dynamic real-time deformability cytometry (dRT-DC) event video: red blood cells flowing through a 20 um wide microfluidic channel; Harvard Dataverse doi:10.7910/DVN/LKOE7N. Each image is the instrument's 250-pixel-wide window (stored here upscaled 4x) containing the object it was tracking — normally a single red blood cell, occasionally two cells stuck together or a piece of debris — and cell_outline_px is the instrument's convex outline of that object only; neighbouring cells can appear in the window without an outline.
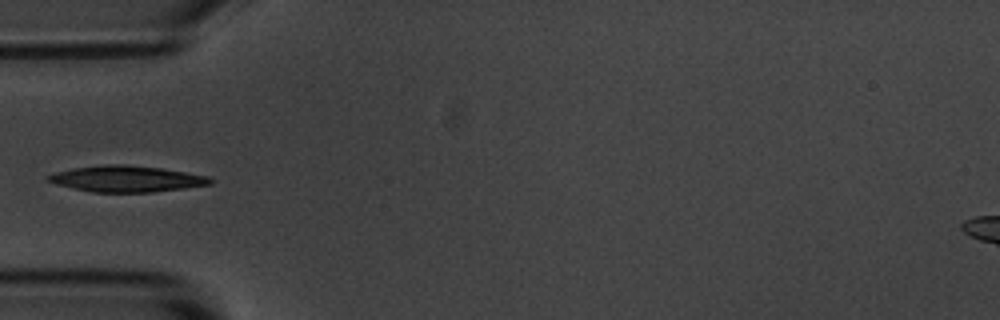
{"species": "common noctule bat (a hibernating species)", "species_latin": "Nyctalus noctula", "temperature_condition": "room temperature", "stored_images_in_passage": 38, "camera_frame_rate_fps": 3000, "um_per_image_px": 0.085, "animal": {"sex": "male", "body_mass_g": 20.1, "forearm_length_mm": 53.5}, "frame": {"image": 1, "passage_image": 1, "time_ms": 0.0, "image_size_px": [1000, 320], "cell_outline_px": [[212, 184], [184, 188], [152, 192], [92, 192], [56, 184], [44, 180], [44, 176], [56, 172], [72, 168], [108, 164], [124, 164], [160, 168], [208, 176], [212, 180]], "centroid_in_image_um": [10.7, 15.2], "position_along_channel_um": 74.3, "area_um2": 24.62}}
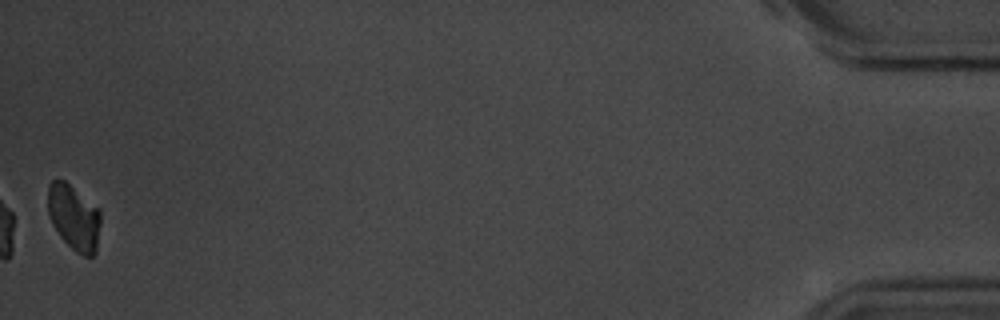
{"frame": {"image": 2, "passage_image": 38, "time_ms": 12.333, "image_size_px": [1000, 320], "cell_outline_px": [[100, 224], [96, 252], [92, 256], [84, 256], [76, 252], [60, 236], [52, 224], [48, 216], [48, 184], [52, 180], [64, 180], [100, 208]], "centroid_in_image_um": [6.29, 18.47], "position_along_channel_um": 428.9, "area_um2": 20.23}}